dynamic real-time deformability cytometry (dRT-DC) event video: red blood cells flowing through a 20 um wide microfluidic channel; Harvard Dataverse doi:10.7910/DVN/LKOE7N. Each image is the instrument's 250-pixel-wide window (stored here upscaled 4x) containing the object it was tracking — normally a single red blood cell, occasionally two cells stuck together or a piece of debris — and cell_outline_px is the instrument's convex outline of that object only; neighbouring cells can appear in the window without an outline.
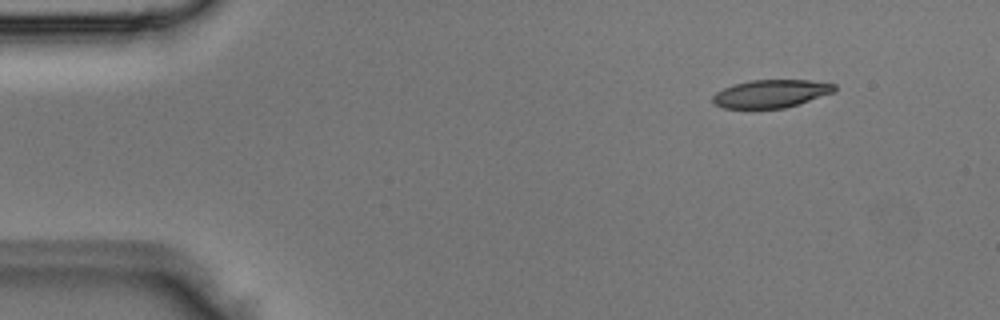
{"species": "Egyptian fruit bat (a non-hibernating species)", "species_latin": "Rousettus aegyptiacus", "temperature_condition": "room temperature", "stored_images_in_passage": 4, "segment_of_instrument_passage": [1, 2], "camera_frame_rate_fps": 3000, "um_per_image_px": 0.085, "animal": {"sex": "male"}, "frame": {"image": 1, "passage_image": 1, "time_ms": 0.0, "image_size_px": [1000, 320], "cell_outline_px": [[836, 88], [832, 92], [784, 108], [724, 108], [712, 104], [712, 96], [716, 92], [724, 88], [748, 80], [808, 80], [836, 84]], "centroid_in_image_um": [65.47, 7.96], "position_along_channel_um": 19.5, "area_um2": 19.54}}
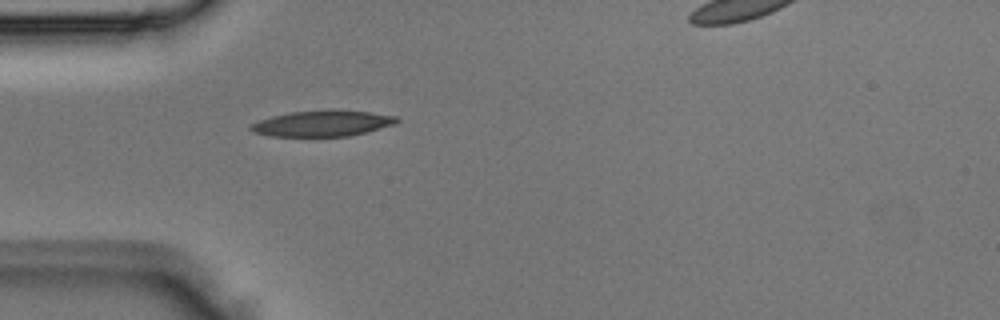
{"frame": {"image": 2, "passage_image": 3, "time_ms": 0.667, "image_size_px": [1000, 320], "cell_outline_px": [[400, 120], [396, 124], [348, 136], [272, 136], [252, 132], [248, 128], [252, 124], [260, 120], [272, 116], [292, 112], [332, 108], [336, 108], [368, 112], [396, 116]], "centroid_in_image_um": [27.42, 10.47], "position_along_channel_um": 57.6, "area_um2": 22.2}}